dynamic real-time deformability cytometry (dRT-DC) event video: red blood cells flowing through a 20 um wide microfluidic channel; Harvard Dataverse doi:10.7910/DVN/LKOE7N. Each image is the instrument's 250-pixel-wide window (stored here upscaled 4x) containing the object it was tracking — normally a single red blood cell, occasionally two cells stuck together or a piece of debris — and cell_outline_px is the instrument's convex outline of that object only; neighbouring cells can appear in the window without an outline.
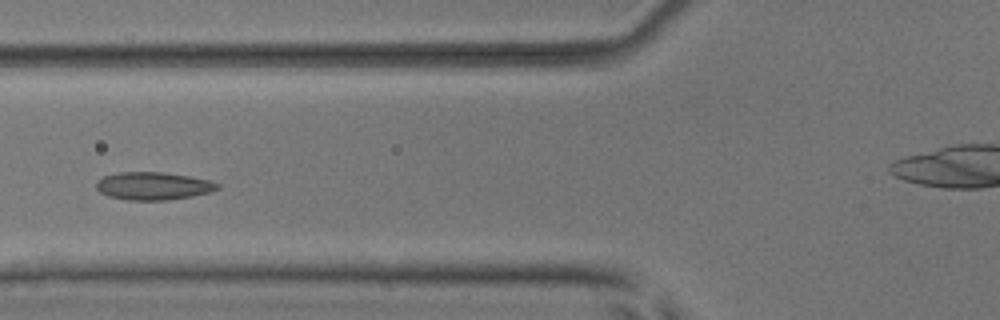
{"species": "common noctule bat (a hibernating species)", "species_latin": "Nyctalus noctula", "temperature_condition": "room temperature", "stored_images_in_passage": 6, "camera_frame_rate_fps": 3000, "um_per_image_px": 0.085, "animal": {"sex": "male", "body_mass_g": 17.9, "forearm_length_mm": 54.2}, "frame": {"image": 1, "passage_image": 6, "time_ms": 6.0, "image_size_px": [1000, 320], "cell_outline_px": [[220, 188], [212, 192], [192, 196], [168, 200], [128, 200], [108, 196], [100, 192], [96, 188], [96, 180], [104, 176], [120, 172], [164, 172], [188, 176], [208, 180], [220, 184]], "centroid_in_image_um": [13.03, 15.81], "position_along_channel_um": 112.8, "area_um2": 19.71}}